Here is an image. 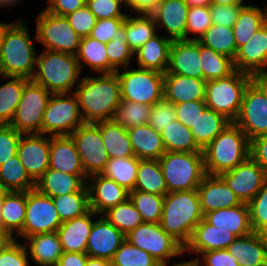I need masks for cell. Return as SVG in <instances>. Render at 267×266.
<instances>
[{"label":"cell","instance_id":"1","mask_svg":"<svg viewBox=\"0 0 267 266\" xmlns=\"http://www.w3.org/2000/svg\"><path fill=\"white\" fill-rule=\"evenodd\" d=\"M85 123L113 120L121 101L117 73L83 76L74 89Z\"/></svg>","mask_w":267,"mask_h":266},{"label":"cell","instance_id":"2","mask_svg":"<svg viewBox=\"0 0 267 266\" xmlns=\"http://www.w3.org/2000/svg\"><path fill=\"white\" fill-rule=\"evenodd\" d=\"M26 23L4 22L0 49V75L32 79L36 69V49Z\"/></svg>","mask_w":267,"mask_h":266},{"label":"cell","instance_id":"3","mask_svg":"<svg viewBox=\"0 0 267 266\" xmlns=\"http://www.w3.org/2000/svg\"><path fill=\"white\" fill-rule=\"evenodd\" d=\"M203 218L197 189L168 192L164 196L160 225L183 247L189 242L193 230Z\"/></svg>","mask_w":267,"mask_h":266},{"label":"cell","instance_id":"4","mask_svg":"<svg viewBox=\"0 0 267 266\" xmlns=\"http://www.w3.org/2000/svg\"><path fill=\"white\" fill-rule=\"evenodd\" d=\"M207 175H220L234 169L250 157V140L232 122L203 150Z\"/></svg>","mask_w":267,"mask_h":266},{"label":"cell","instance_id":"5","mask_svg":"<svg viewBox=\"0 0 267 266\" xmlns=\"http://www.w3.org/2000/svg\"><path fill=\"white\" fill-rule=\"evenodd\" d=\"M75 55L43 50L37 56L32 81L43 86L51 94L74 93L82 77Z\"/></svg>","mask_w":267,"mask_h":266},{"label":"cell","instance_id":"6","mask_svg":"<svg viewBox=\"0 0 267 266\" xmlns=\"http://www.w3.org/2000/svg\"><path fill=\"white\" fill-rule=\"evenodd\" d=\"M159 164L167 192L197 189L207 175L202 152H165Z\"/></svg>","mask_w":267,"mask_h":266},{"label":"cell","instance_id":"7","mask_svg":"<svg viewBox=\"0 0 267 266\" xmlns=\"http://www.w3.org/2000/svg\"><path fill=\"white\" fill-rule=\"evenodd\" d=\"M253 76L235 70L227 77L206 81L204 101L207 108L234 122L240 112L243 96Z\"/></svg>","mask_w":267,"mask_h":266},{"label":"cell","instance_id":"8","mask_svg":"<svg viewBox=\"0 0 267 266\" xmlns=\"http://www.w3.org/2000/svg\"><path fill=\"white\" fill-rule=\"evenodd\" d=\"M116 73L121 99L153 106L164 98V73L131 66L119 69Z\"/></svg>","mask_w":267,"mask_h":266},{"label":"cell","instance_id":"9","mask_svg":"<svg viewBox=\"0 0 267 266\" xmlns=\"http://www.w3.org/2000/svg\"><path fill=\"white\" fill-rule=\"evenodd\" d=\"M34 41L42 44L48 51L76 55L81 37L70 26L66 16L52 14L45 9L35 17Z\"/></svg>","mask_w":267,"mask_h":266},{"label":"cell","instance_id":"10","mask_svg":"<svg viewBox=\"0 0 267 266\" xmlns=\"http://www.w3.org/2000/svg\"><path fill=\"white\" fill-rule=\"evenodd\" d=\"M85 122L74 93L51 94L42 120V134L70 136Z\"/></svg>","mask_w":267,"mask_h":266},{"label":"cell","instance_id":"11","mask_svg":"<svg viewBox=\"0 0 267 266\" xmlns=\"http://www.w3.org/2000/svg\"><path fill=\"white\" fill-rule=\"evenodd\" d=\"M125 239L148 252L160 264L169 263L173 257L184 255V247L166 233L160 223L143 222L125 235Z\"/></svg>","mask_w":267,"mask_h":266},{"label":"cell","instance_id":"12","mask_svg":"<svg viewBox=\"0 0 267 266\" xmlns=\"http://www.w3.org/2000/svg\"><path fill=\"white\" fill-rule=\"evenodd\" d=\"M51 93L29 80L9 124L21 134H42V120Z\"/></svg>","mask_w":267,"mask_h":266},{"label":"cell","instance_id":"13","mask_svg":"<svg viewBox=\"0 0 267 266\" xmlns=\"http://www.w3.org/2000/svg\"><path fill=\"white\" fill-rule=\"evenodd\" d=\"M62 224L52 197L41 194L36 188L27 192L25 221L21 239L41 233L57 232Z\"/></svg>","mask_w":267,"mask_h":266},{"label":"cell","instance_id":"14","mask_svg":"<svg viewBox=\"0 0 267 266\" xmlns=\"http://www.w3.org/2000/svg\"><path fill=\"white\" fill-rule=\"evenodd\" d=\"M234 123L250 141L267 135V97L253 80L245 90L240 112Z\"/></svg>","mask_w":267,"mask_h":266},{"label":"cell","instance_id":"15","mask_svg":"<svg viewBox=\"0 0 267 266\" xmlns=\"http://www.w3.org/2000/svg\"><path fill=\"white\" fill-rule=\"evenodd\" d=\"M80 155L85 174H101L109 156L105 149L100 128L95 123H84L71 135Z\"/></svg>","mask_w":267,"mask_h":266},{"label":"cell","instance_id":"16","mask_svg":"<svg viewBox=\"0 0 267 266\" xmlns=\"http://www.w3.org/2000/svg\"><path fill=\"white\" fill-rule=\"evenodd\" d=\"M242 203H249L267 180L266 171L251 157L218 175Z\"/></svg>","mask_w":267,"mask_h":266},{"label":"cell","instance_id":"17","mask_svg":"<svg viewBox=\"0 0 267 266\" xmlns=\"http://www.w3.org/2000/svg\"><path fill=\"white\" fill-rule=\"evenodd\" d=\"M51 136L22 134L17 156L30 178L36 183L49 169Z\"/></svg>","mask_w":267,"mask_h":266},{"label":"cell","instance_id":"18","mask_svg":"<svg viewBox=\"0 0 267 266\" xmlns=\"http://www.w3.org/2000/svg\"><path fill=\"white\" fill-rule=\"evenodd\" d=\"M96 218L87 240L86 254L90 257L111 261L125 240V235L103 215Z\"/></svg>","mask_w":267,"mask_h":266},{"label":"cell","instance_id":"19","mask_svg":"<svg viewBox=\"0 0 267 266\" xmlns=\"http://www.w3.org/2000/svg\"><path fill=\"white\" fill-rule=\"evenodd\" d=\"M86 185L90 209L99 215L111 207L124 203L129 198V191L102 174L89 176Z\"/></svg>","mask_w":267,"mask_h":266},{"label":"cell","instance_id":"20","mask_svg":"<svg viewBox=\"0 0 267 266\" xmlns=\"http://www.w3.org/2000/svg\"><path fill=\"white\" fill-rule=\"evenodd\" d=\"M164 74H177L203 79L200 60V42L175 40L169 52V63Z\"/></svg>","mask_w":267,"mask_h":266},{"label":"cell","instance_id":"21","mask_svg":"<svg viewBox=\"0 0 267 266\" xmlns=\"http://www.w3.org/2000/svg\"><path fill=\"white\" fill-rule=\"evenodd\" d=\"M233 62L236 70L252 76L267 70V22L237 49Z\"/></svg>","mask_w":267,"mask_h":266},{"label":"cell","instance_id":"22","mask_svg":"<svg viewBox=\"0 0 267 266\" xmlns=\"http://www.w3.org/2000/svg\"><path fill=\"white\" fill-rule=\"evenodd\" d=\"M189 6L184 0H161L150 13L155 20L157 30L160 28L175 40H186V23Z\"/></svg>","mask_w":267,"mask_h":266},{"label":"cell","instance_id":"23","mask_svg":"<svg viewBox=\"0 0 267 266\" xmlns=\"http://www.w3.org/2000/svg\"><path fill=\"white\" fill-rule=\"evenodd\" d=\"M197 190L204 215L214 210L242 204L218 175H206Z\"/></svg>","mask_w":267,"mask_h":266},{"label":"cell","instance_id":"24","mask_svg":"<svg viewBox=\"0 0 267 266\" xmlns=\"http://www.w3.org/2000/svg\"><path fill=\"white\" fill-rule=\"evenodd\" d=\"M237 237L227 230H222L208 223L204 218L197 224L189 242L184 247V254L194 253L197 257L210 250L227 249Z\"/></svg>","mask_w":267,"mask_h":266},{"label":"cell","instance_id":"25","mask_svg":"<svg viewBox=\"0 0 267 266\" xmlns=\"http://www.w3.org/2000/svg\"><path fill=\"white\" fill-rule=\"evenodd\" d=\"M95 216L97 217L99 214H96L90 209L86 214L75 217L72 220L62 222L60 227L57 229V233L63 252L86 253L87 240L90 235Z\"/></svg>","mask_w":267,"mask_h":266},{"label":"cell","instance_id":"26","mask_svg":"<svg viewBox=\"0 0 267 266\" xmlns=\"http://www.w3.org/2000/svg\"><path fill=\"white\" fill-rule=\"evenodd\" d=\"M227 250L239 266H262L267 263V235L251 232L237 237Z\"/></svg>","mask_w":267,"mask_h":266},{"label":"cell","instance_id":"27","mask_svg":"<svg viewBox=\"0 0 267 266\" xmlns=\"http://www.w3.org/2000/svg\"><path fill=\"white\" fill-rule=\"evenodd\" d=\"M49 168L72 175H86L71 136H51Z\"/></svg>","mask_w":267,"mask_h":266},{"label":"cell","instance_id":"28","mask_svg":"<svg viewBox=\"0 0 267 266\" xmlns=\"http://www.w3.org/2000/svg\"><path fill=\"white\" fill-rule=\"evenodd\" d=\"M206 81L184 75L164 74V99L179 104L204 100Z\"/></svg>","mask_w":267,"mask_h":266},{"label":"cell","instance_id":"29","mask_svg":"<svg viewBox=\"0 0 267 266\" xmlns=\"http://www.w3.org/2000/svg\"><path fill=\"white\" fill-rule=\"evenodd\" d=\"M204 219L219 229L233 233L236 237L253 232L247 203L208 212L204 215Z\"/></svg>","mask_w":267,"mask_h":266},{"label":"cell","instance_id":"30","mask_svg":"<svg viewBox=\"0 0 267 266\" xmlns=\"http://www.w3.org/2000/svg\"><path fill=\"white\" fill-rule=\"evenodd\" d=\"M172 40L156 34L134 52L138 68L165 73L169 63Z\"/></svg>","mask_w":267,"mask_h":266},{"label":"cell","instance_id":"31","mask_svg":"<svg viewBox=\"0 0 267 266\" xmlns=\"http://www.w3.org/2000/svg\"><path fill=\"white\" fill-rule=\"evenodd\" d=\"M29 257L38 266H57L63 253L57 232L35 234L25 238ZM29 246V247H28Z\"/></svg>","mask_w":267,"mask_h":266},{"label":"cell","instance_id":"32","mask_svg":"<svg viewBox=\"0 0 267 266\" xmlns=\"http://www.w3.org/2000/svg\"><path fill=\"white\" fill-rule=\"evenodd\" d=\"M127 131L135 157L159 160L166 152L161 133L149 124L135 126Z\"/></svg>","mask_w":267,"mask_h":266},{"label":"cell","instance_id":"33","mask_svg":"<svg viewBox=\"0 0 267 266\" xmlns=\"http://www.w3.org/2000/svg\"><path fill=\"white\" fill-rule=\"evenodd\" d=\"M87 178V175H72L49 168L36 182V189L50 197L66 195L79 192Z\"/></svg>","mask_w":267,"mask_h":266},{"label":"cell","instance_id":"34","mask_svg":"<svg viewBox=\"0 0 267 266\" xmlns=\"http://www.w3.org/2000/svg\"><path fill=\"white\" fill-rule=\"evenodd\" d=\"M101 131V137L109 158L133 157L134 151L128 131L114 120L95 123Z\"/></svg>","mask_w":267,"mask_h":266},{"label":"cell","instance_id":"35","mask_svg":"<svg viewBox=\"0 0 267 266\" xmlns=\"http://www.w3.org/2000/svg\"><path fill=\"white\" fill-rule=\"evenodd\" d=\"M267 22V5L264 8L244 5L232 27L237 49L246 44L254 33Z\"/></svg>","mask_w":267,"mask_h":266},{"label":"cell","instance_id":"36","mask_svg":"<svg viewBox=\"0 0 267 266\" xmlns=\"http://www.w3.org/2000/svg\"><path fill=\"white\" fill-rule=\"evenodd\" d=\"M231 123L224 115L206 108L190 130L196 144L203 150Z\"/></svg>","mask_w":267,"mask_h":266},{"label":"cell","instance_id":"37","mask_svg":"<svg viewBox=\"0 0 267 266\" xmlns=\"http://www.w3.org/2000/svg\"><path fill=\"white\" fill-rule=\"evenodd\" d=\"M123 27L128 45L133 52L158 33L157 25L151 14L136 13L134 16L128 14Z\"/></svg>","mask_w":267,"mask_h":266},{"label":"cell","instance_id":"38","mask_svg":"<svg viewBox=\"0 0 267 266\" xmlns=\"http://www.w3.org/2000/svg\"><path fill=\"white\" fill-rule=\"evenodd\" d=\"M82 71L85 65L99 74H109V59L106 44L90 36L82 37L75 55ZM85 64V65H84Z\"/></svg>","mask_w":267,"mask_h":266},{"label":"cell","instance_id":"39","mask_svg":"<svg viewBox=\"0 0 267 266\" xmlns=\"http://www.w3.org/2000/svg\"><path fill=\"white\" fill-rule=\"evenodd\" d=\"M26 204L27 192H9L1 200V223L12 235L22 231Z\"/></svg>","mask_w":267,"mask_h":266},{"label":"cell","instance_id":"40","mask_svg":"<svg viewBox=\"0 0 267 266\" xmlns=\"http://www.w3.org/2000/svg\"><path fill=\"white\" fill-rule=\"evenodd\" d=\"M134 190L161 196L168 193L159 160L139 159Z\"/></svg>","mask_w":267,"mask_h":266},{"label":"cell","instance_id":"41","mask_svg":"<svg viewBox=\"0 0 267 266\" xmlns=\"http://www.w3.org/2000/svg\"><path fill=\"white\" fill-rule=\"evenodd\" d=\"M1 78H6L7 82L0 85V124H10L29 79L0 75Z\"/></svg>","mask_w":267,"mask_h":266},{"label":"cell","instance_id":"42","mask_svg":"<svg viewBox=\"0 0 267 266\" xmlns=\"http://www.w3.org/2000/svg\"><path fill=\"white\" fill-rule=\"evenodd\" d=\"M0 183L9 192H28L36 188L17 154L0 166Z\"/></svg>","mask_w":267,"mask_h":266},{"label":"cell","instance_id":"43","mask_svg":"<svg viewBox=\"0 0 267 266\" xmlns=\"http://www.w3.org/2000/svg\"><path fill=\"white\" fill-rule=\"evenodd\" d=\"M138 165L139 158L135 156L109 158L101 174L114 180L118 185L130 192L135 188Z\"/></svg>","mask_w":267,"mask_h":266},{"label":"cell","instance_id":"44","mask_svg":"<svg viewBox=\"0 0 267 266\" xmlns=\"http://www.w3.org/2000/svg\"><path fill=\"white\" fill-rule=\"evenodd\" d=\"M166 152H202L189 128L179 120L170 123L161 133Z\"/></svg>","mask_w":267,"mask_h":266},{"label":"cell","instance_id":"45","mask_svg":"<svg viewBox=\"0 0 267 266\" xmlns=\"http://www.w3.org/2000/svg\"><path fill=\"white\" fill-rule=\"evenodd\" d=\"M200 60L205 81L224 78L236 69L233 59L200 43Z\"/></svg>","mask_w":267,"mask_h":266},{"label":"cell","instance_id":"46","mask_svg":"<svg viewBox=\"0 0 267 266\" xmlns=\"http://www.w3.org/2000/svg\"><path fill=\"white\" fill-rule=\"evenodd\" d=\"M61 222L72 220L90 210L87 185L79 192L52 197Z\"/></svg>","mask_w":267,"mask_h":266},{"label":"cell","instance_id":"47","mask_svg":"<svg viewBox=\"0 0 267 266\" xmlns=\"http://www.w3.org/2000/svg\"><path fill=\"white\" fill-rule=\"evenodd\" d=\"M198 41L232 59L237 53L232 27L212 24Z\"/></svg>","mask_w":267,"mask_h":266},{"label":"cell","instance_id":"48","mask_svg":"<svg viewBox=\"0 0 267 266\" xmlns=\"http://www.w3.org/2000/svg\"><path fill=\"white\" fill-rule=\"evenodd\" d=\"M102 215L124 235L143 223L140 213L129 198L124 203L109 208Z\"/></svg>","mask_w":267,"mask_h":266},{"label":"cell","instance_id":"49","mask_svg":"<svg viewBox=\"0 0 267 266\" xmlns=\"http://www.w3.org/2000/svg\"><path fill=\"white\" fill-rule=\"evenodd\" d=\"M106 52L109 59V74L131 66L134 52L128 45L123 25L116 30L112 40L106 44Z\"/></svg>","mask_w":267,"mask_h":266},{"label":"cell","instance_id":"50","mask_svg":"<svg viewBox=\"0 0 267 266\" xmlns=\"http://www.w3.org/2000/svg\"><path fill=\"white\" fill-rule=\"evenodd\" d=\"M129 199L140 213L143 222L160 223L164 196L132 190L129 192Z\"/></svg>","mask_w":267,"mask_h":266},{"label":"cell","instance_id":"51","mask_svg":"<svg viewBox=\"0 0 267 266\" xmlns=\"http://www.w3.org/2000/svg\"><path fill=\"white\" fill-rule=\"evenodd\" d=\"M151 107V105L121 99L113 120L126 130L135 126L148 124Z\"/></svg>","mask_w":267,"mask_h":266},{"label":"cell","instance_id":"52","mask_svg":"<svg viewBox=\"0 0 267 266\" xmlns=\"http://www.w3.org/2000/svg\"><path fill=\"white\" fill-rule=\"evenodd\" d=\"M111 266H160L148 252L135 247L125 239L116 251Z\"/></svg>","mask_w":267,"mask_h":266},{"label":"cell","instance_id":"53","mask_svg":"<svg viewBox=\"0 0 267 266\" xmlns=\"http://www.w3.org/2000/svg\"><path fill=\"white\" fill-rule=\"evenodd\" d=\"M211 25L210 6H189L186 23V40L198 41Z\"/></svg>","mask_w":267,"mask_h":266},{"label":"cell","instance_id":"54","mask_svg":"<svg viewBox=\"0 0 267 266\" xmlns=\"http://www.w3.org/2000/svg\"><path fill=\"white\" fill-rule=\"evenodd\" d=\"M248 207L252 231L267 235V180Z\"/></svg>","mask_w":267,"mask_h":266},{"label":"cell","instance_id":"55","mask_svg":"<svg viewBox=\"0 0 267 266\" xmlns=\"http://www.w3.org/2000/svg\"><path fill=\"white\" fill-rule=\"evenodd\" d=\"M177 120L175 105L164 98L151 107L148 124L159 133Z\"/></svg>","mask_w":267,"mask_h":266},{"label":"cell","instance_id":"56","mask_svg":"<svg viewBox=\"0 0 267 266\" xmlns=\"http://www.w3.org/2000/svg\"><path fill=\"white\" fill-rule=\"evenodd\" d=\"M86 5L97 20L107 18H126L128 13L122 12L126 0H86Z\"/></svg>","mask_w":267,"mask_h":266},{"label":"cell","instance_id":"57","mask_svg":"<svg viewBox=\"0 0 267 266\" xmlns=\"http://www.w3.org/2000/svg\"><path fill=\"white\" fill-rule=\"evenodd\" d=\"M21 135L9 124H0V166L17 154Z\"/></svg>","mask_w":267,"mask_h":266},{"label":"cell","instance_id":"58","mask_svg":"<svg viewBox=\"0 0 267 266\" xmlns=\"http://www.w3.org/2000/svg\"><path fill=\"white\" fill-rule=\"evenodd\" d=\"M66 18L68 19L70 26L81 38L89 36L97 22V18L89 10L87 5L68 14Z\"/></svg>","mask_w":267,"mask_h":266},{"label":"cell","instance_id":"59","mask_svg":"<svg viewBox=\"0 0 267 266\" xmlns=\"http://www.w3.org/2000/svg\"><path fill=\"white\" fill-rule=\"evenodd\" d=\"M175 105L177 120L191 129L201 113L207 108L204 100L189 101Z\"/></svg>","mask_w":267,"mask_h":266},{"label":"cell","instance_id":"60","mask_svg":"<svg viewBox=\"0 0 267 266\" xmlns=\"http://www.w3.org/2000/svg\"><path fill=\"white\" fill-rule=\"evenodd\" d=\"M26 246L17 239L5 251L0 253V266H29Z\"/></svg>","mask_w":267,"mask_h":266},{"label":"cell","instance_id":"61","mask_svg":"<svg viewBox=\"0 0 267 266\" xmlns=\"http://www.w3.org/2000/svg\"><path fill=\"white\" fill-rule=\"evenodd\" d=\"M124 20L125 18H107L97 20L89 36L107 44L112 40L116 30L123 25Z\"/></svg>","mask_w":267,"mask_h":266},{"label":"cell","instance_id":"62","mask_svg":"<svg viewBox=\"0 0 267 266\" xmlns=\"http://www.w3.org/2000/svg\"><path fill=\"white\" fill-rule=\"evenodd\" d=\"M243 6L210 4L212 24L233 27Z\"/></svg>","mask_w":267,"mask_h":266},{"label":"cell","instance_id":"63","mask_svg":"<svg viewBox=\"0 0 267 266\" xmlns=\"http://www.w3.org/2000/svg\"><path fill=\"white\" fill-rule=\"evenodd\" d=\"M196 259L200 266H239L227 249L203 252Z\"/></svg>","mask_w":267,"mask_h":266},{"label":"cell","instance_id":"64","mask_svg":"<svg viewBox=\"0 0 267 266\" xmlns=\"http://www.w3.org/2000/svg\"><path fill=\"white\" fill-rule=\"evenodd\" d=\"M47 2L44 9L58 16H67L86 5V0H47Z\"/></svg>","mask_w":267,"mask_h":266},{"label":"cell","instance_id":"65","mask_svg":"<svg viewBox=\"0 0 267 266\" xmlns=\"http://www.w3.org/2000/svg\"><path fill=\"white\" fill-rule=\"evenodd\" d=\"M250 157L267 173V135L256 137L250 141Z\"/></svg>","mask_w":267,"mask_h":266},{"label":"cell","instance_id":"66","mask_svg":"<svg viewBox=\"0 0 267 266\" xmlns=\"http://www.w3.org/2000/svg\"><path fill=\"white\" fill-rule=\"evenodd\" d=\"M88 255L79 252H63L57 266H86Z\"/></svg>","mask_w":267,"mask_h":266},{"label":"cell","instance_id":"67","mask_svg":"<svg viewBox=\"0 0 267 266\" xmlns=\"http://www.w3.org/2000/svg\"><path fill=\"white\" fill-rule=\"evenodd\" d=\"M161 0H126V6L135 13L150 14Z\"/></svg>","mask_w":267,"mask_h":266},{"label":"cell","instance_id":"68","mask_svg":"<svg viewBox=\"0 0 267 266\" xmlns=\"http://www.w3.org/2000/svg\"><path fill=\"white\" fill-rule=\"evenodd\" d=\"M17 240V237L12 235L3 225L0 223V253L5 251L11 244Z\"/></svg>","mask_w":267,"mask_h":266},{"label":"cell","instance_id":"69","mask_svg":"<svg viewBox=\"0 0 267 266\" xmlns=\"http://www.w3.org/2000/svg\"><path fill=\"white\" fill-rule=\"evenodd\" d=\"M253 81L265 92L267 97V70L253 76Z\"/></svg>","mask_w":267,"mask_h":266},{"label":"cell","instance_id":"70","mask_svg":"<svg viewBox=\"0 0 267 266\" xmlns=\"http://www.w3.org/2000/svg\"><path fill=\"white\" fill-rule=\"evenodd\" d=\"M86 266H111V262L106 259L88 256Z\"/></svg>","mask_w":267,"mask_h":266},{"label":"cell","instance_id":"71","mask_svg":"<svg viewBox=\"0 0 267 266\" xmlns=\"http://www.w3.org/2000/svg\"><path fill=\"white\" fill-rule=\"evenodd\" d=\"M245 0H210V4L214 5H245Z\"/></svg>","mask_w":267,"mask_h":266},{"label":"cell","instance_id":"72","mask_svg":"<svg viewBox=\"0 0 267 266\" xmlns=\"http://www.w3.org/2000/svg\"><path fill=\"white\" fill-rule=\"evenodd\" d=\"M160 266H169V263L161 264ZM172 266H200L196 258L184 262H176Z\"/></svg>","mask_w":267,"mask_h":266},{"label":"cell","instance_id":"73","mask_svg":"<svg viewBox=\"0 0 267 266\" xmlns=\"http://www.w3.org/2000/svg\"><path fill=\"white\" fill-rule=\"evenodd\" d=\"M188 6H210V0H184Z\"/></svg>","mask_w":267,"mask_h":266},{"label":"cell","instance_id":"74","mask_svg":"<svg viewBox=\"0 0 267 266\" xmlns=\"http://www.w3.org/2000/svg\"><path fill=\"white\" fill-rule=\"evenodd\" d=\"M22 0H0V7L4 9V7L8 8L9 6H15L17 3H20Z\"/></svg>","mask_w":267,"mask_h":266},{"label":"cell","instance_id":"75","mask_svg":"<svg viewBox=\"0 0 267 266\" xmlns=\"http://www.w3.org/2000/svg\"><path fill=\"white\" fill-rule=\"evenodd\" d=\"M9 193L7 188L0 183V201Z\"/></svg>","mask_w":267,"mask_h":266},{"label":"cell","instance_id":"76","mask_svg":"<svg viewBox=\"0 0 267 266\" xmlns=\"http://www.w3.org/2000/svg\"><path fill=\"white\" fill-rule=\"evenodd\" d=\"M4 35V22H0V49H1V44H2V38Z\"/></svg>","mask_w":267,"mask_h":266},{"label":"cell","instance_id":"77","mask_svg":"<svg viewBox=\"0 0 267 266\" xmlns=\"http://www.w3.org/2000/svg\"><path fill=\"white\" fill-rule=\"evenodd\" d=\"M1 220H2V216H1V201H0V223H1Z\"/></svg>","mask_w":267,"mask_h":266}]
</instances>
